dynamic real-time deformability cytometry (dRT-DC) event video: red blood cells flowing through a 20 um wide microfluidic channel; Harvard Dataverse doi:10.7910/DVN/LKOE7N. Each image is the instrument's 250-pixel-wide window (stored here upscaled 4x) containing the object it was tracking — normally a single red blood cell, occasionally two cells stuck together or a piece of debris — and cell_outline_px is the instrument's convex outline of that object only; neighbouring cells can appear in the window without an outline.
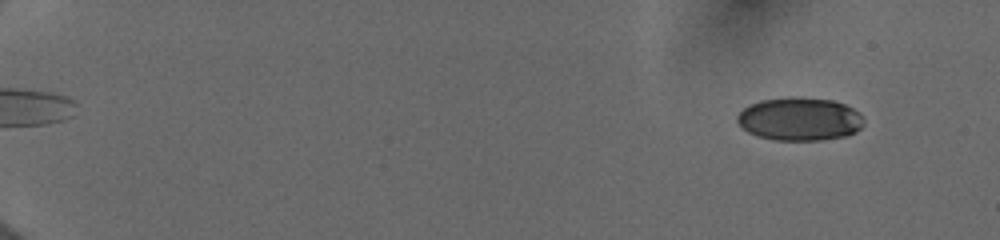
{"species": "human", "species_latin": "Homo sapiens", "temperature_condition": "cold", "stored_images_in_passage": 53, "camera_frame_rate_fps": 3000, "um_per_image_px": 0.085, "donor": {"sex": "female"}, "frame": {"image": 1, "passage_image": 4, "time_ms": 1.0, "image_size_px": [1000, 240], "cell_outline_px": [[864, 124], [856, 132], [848, 136], [820, 140], [772, 140], [756, 136], [748, 132], [736, 120], [736, 116], [744, 108], [760, 100], [788, 96], [800, 96], [832, 100], [844, 104], [860, 112], [864, 120]], "centroid_in_image_um": [67.99, 10.11], "position_along_channel_um": 17.0, "area_um2": 32.25}}
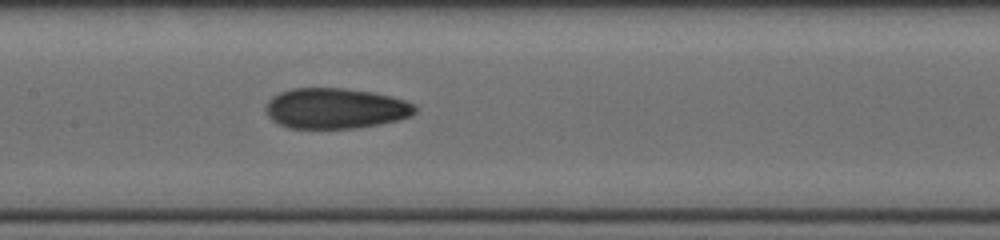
{"frame": {"image": 2, "passage_image": 29, "time_ms": 9.333, "image_size_px": [1000, 240], "cell_outline_px": [[416, 112], [412, 116], [400, 120], [380, 124], [352, 128], [288, 128], [272, 120], [268, 116], [268, 100], [272, 96], [280, 92], [292, 88], [344, 88], [372, 92], [392, 96], [416, 104]], "centroid_in_image_um": [28.56, 9.21], "position_along_channel_um": 178.8, "area_um2": 35.32}}
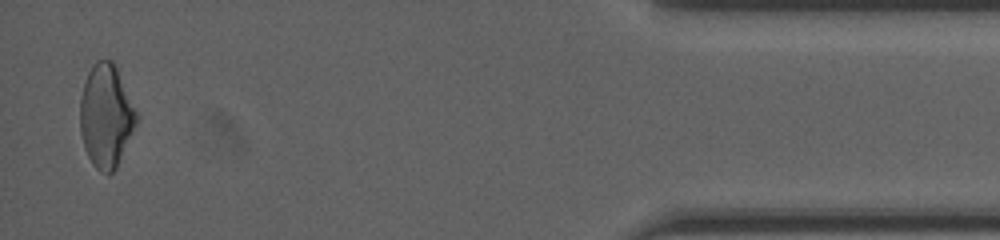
{"frame": {"image": 3, "passage_image": 52, "time_ms": 17.0, "image_size_px": [1000, 240], "cell_outline_px": [[136, 124], [116, 168], [108, 176], [100, 172], [92, 164], [84, 148], [80, 132], [80, 100], [84, 84], [88, 72], [96, 60], [112, 60], [116, 68], [136, 112]], "centroid_in_image_um": [8.98, 9.9], "position_along_channel_um": 426.2, "area_um2": 33.35}, "authors_computed_cell_mechanics": {"area_um2": 33.6396, "velocity_mm_per_s": 4.0188, "shape_relaxation_time_tau1_ms": null, "shape_relaxation_time_tau2_ms": 2.0862, "deformation_change_tau1": null, "deformation_change_tau2": 0.0781}}